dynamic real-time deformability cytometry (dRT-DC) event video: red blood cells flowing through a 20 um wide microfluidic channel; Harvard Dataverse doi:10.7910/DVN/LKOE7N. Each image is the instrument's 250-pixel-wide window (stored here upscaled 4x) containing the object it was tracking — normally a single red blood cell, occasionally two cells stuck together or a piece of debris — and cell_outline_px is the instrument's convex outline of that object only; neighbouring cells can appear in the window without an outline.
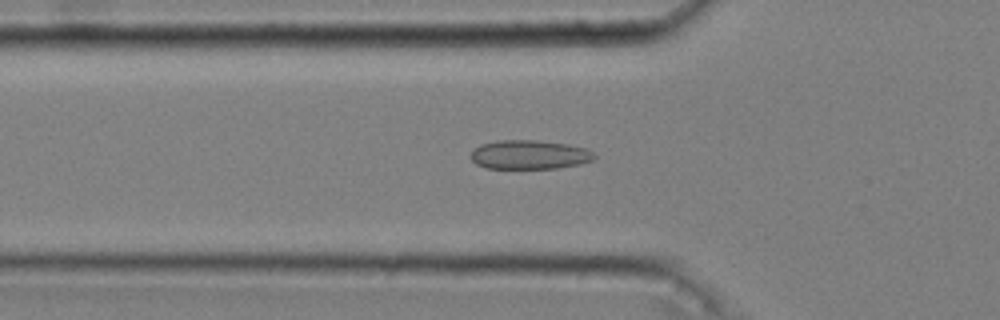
{"species": "common noctule bat (a hibernating species)", "species_latin": "Nyctalus noctula", "temperature_condition": "cold", "stored_images_in_passage": 52, "camera_frame_rate_fps": 3000, "um_per_image_px": 0.085, "animal": {"sex": "male", "body_mass_g": 20.4}, "frame": {"image": 1, "passage_image": 18, "time_ms": 5.667, "image_size_px": [1000, 320], "cell_outline_px": [[596, 156], [592, 160], [580, 164], [556, 168], [484, 168], [476, 164], [468, 156], [480, 144], [500, 140], [536, 140], [568, 144], [584, 148], [592, 152]], "centroid_in_image_um": [44.97, 13.15], "position_along_channel_um": 80.8, "area_um2": 20.87}}
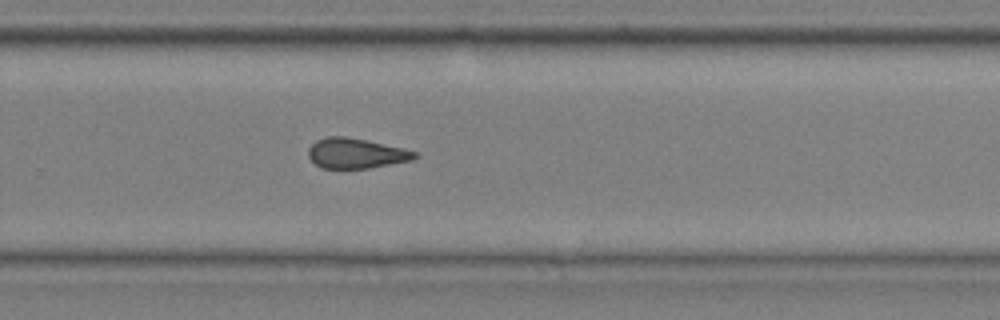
{"frame": {"image": 2, "passage_image": 36, "time_ms": 11.667, "image_size_px": [1000, 320], "cell_outline_px": [[420, 156], [412, 160], [368, 168], [320, 168], [308, 156], [308, 148], [316, 140], [328, 136], [344, 136], [368, 140], [404, 148], [416, 152]], "centroid_in_image_um": [30.27, 13.02], "position_along_channel_um": 299.5, "area_um2": 18.73}}
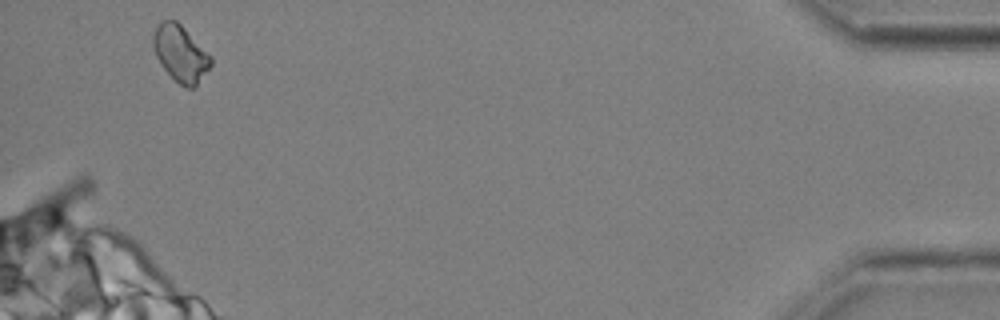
{"frame": {"image": 3, "passage_image": 51, "time_ms": 16.667, "image_size_px": [1000, 320], "cell_outline_px": [[212, 64], [196, 84], [192, 88], [188, 88], [180, 84], [160, 64], [152, 48], [152, 32], [164, 20], [176, 20], [212, 56]], "centroid_in_image_um": [15.32, 4.53], "position_along_channel_um": 419.9, "area_um2": 18.61}, "authors_computed_cell_mechanics": {"area_um2": 19.2763, "velocity_mm_per_s": 3.6451, "shape_relaxation_time_tau1_ms": null, "shape_relaxation_time_tau2_ms": 3.3919, "deformation_change_tau1": null, "deformation_change_tau2": 0.0934}}